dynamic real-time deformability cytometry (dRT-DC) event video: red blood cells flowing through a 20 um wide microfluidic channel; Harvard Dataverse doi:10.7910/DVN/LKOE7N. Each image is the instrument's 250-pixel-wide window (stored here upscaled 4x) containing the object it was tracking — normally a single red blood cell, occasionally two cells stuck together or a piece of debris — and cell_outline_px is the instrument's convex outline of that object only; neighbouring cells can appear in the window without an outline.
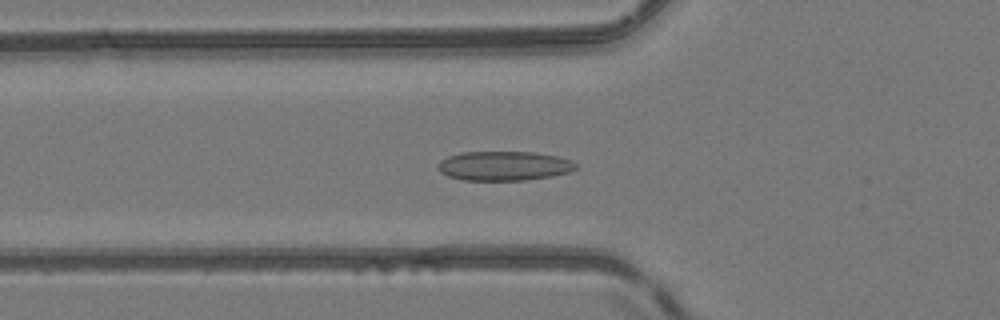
{"species": "common noctule bat (a hibernating species)", "species_latin": "Nyctalus noctula", "temperature_condition": "room temperature", "stored_images_in_passage": 49, "camera_frame_rate_fps": 3000, "um_per_image_px": 0.085, "animal": {"sex": "female", "body_mass_g": 24.6, "forearm_length_mm": 56.2}, "frame": {"image": 1, "passage_image": 17, "time_ms": 5.333, "image_size_px": [1000, 320], "cell_outline_px": [[576, 168], [568, 172], [552, 176], [524, 180], [464, 180], [448, 176], [440, 172], [436, 168], [436, 164], [440, 160], [448, 156], [460, 152], [532, 152], [556, 156], [568, 160], [576, 164]], "centroid_in_image_um": [42.76, 14.1], "position_along_channel_um": 83.0, "area_um2": 23.52}}
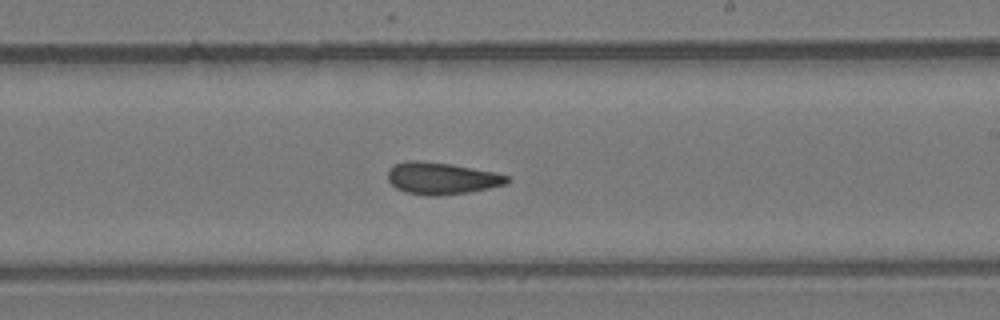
{"frame": {"image": 2, "passage_image": 29, "time_ms": 9.333, "image_size_px": [1000, 320], "cell_outline_px": [[508, 180], [504, 184], [488, 188], [468, 192], [436, 196], [428, 196], [404, 192], [396, 188], [388, 180], [388, 168], [396, 164], [408, 160], [420, 160], [452, 164], [492, 172], [508, 176]], "centroid_in_image_um": [37.46, 15.15], "position_along_channel_um": 251.5, "area_um2": 22.02}}
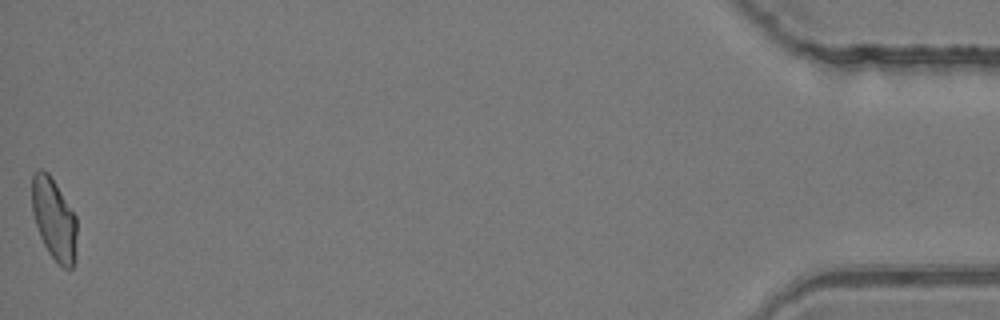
{"frame": {"image": 3, "passage_image": 49, "time_ms": 16.0, "image_size_px": [1000, 320], "cell_outline_px": [[76, 256], [72, 268], [64, 268], [48, 252], [40, 236], [32, 212], [32, 176], [40, 168], [48, 172], [76, 216]], "centroid_in_image_um": [4.59, 18.63], "position_along_channel_um": 430.6, "area_um2": 21.15}, "authors_computed_cell_mechanics": {"area_um2": 22.0796, "velocity_mm_per_s": 4.1997, "shape_relaxation_time_tau1_ms": null, "shape_relaxation_time_tau2_ms": 2.7799, "deformation_change_tau1": null, "deformation_change_tau2": 0.0981}}